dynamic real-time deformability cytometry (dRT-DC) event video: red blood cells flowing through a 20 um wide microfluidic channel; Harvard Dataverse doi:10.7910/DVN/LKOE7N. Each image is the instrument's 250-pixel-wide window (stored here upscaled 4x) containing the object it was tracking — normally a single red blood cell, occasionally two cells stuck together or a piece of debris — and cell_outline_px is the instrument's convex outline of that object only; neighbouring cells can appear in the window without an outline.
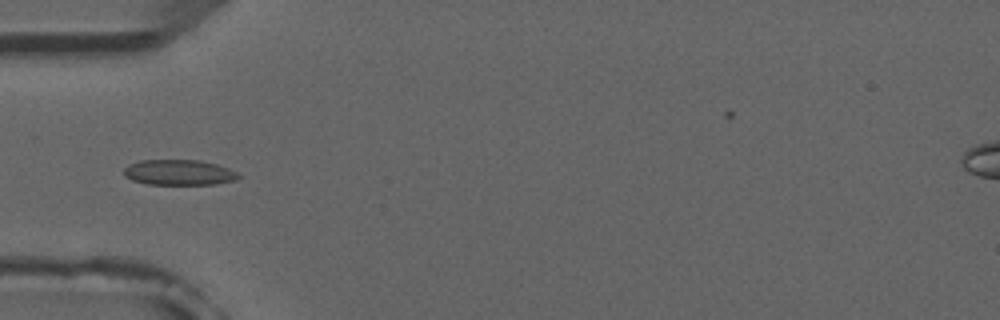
{"species": "common noctule bat (a hibernating species)", "species_latin": "Nyctalus noctula", "temperature_condition": "room temperature", "stored_images_in_passage": 4, "camera_frame_rate_fps": 3000, "um_per_image_px": 0.085, "animal": {"sex": "male", "forearm_length_mm": 52.5}, "frame": {"image": 1, "passage_image": 4, "time_ms": 3.333, "image_size_px": [1000, 320], "cell_outline_px": [[240, 176], [236, 180], [216, 184], [148, 184], [132, 180], [124, 176], [124, 168], [128, 164], [140, 160], [200, 160], [216, 164], [228, 168], [236, 172]], "centroid_in_image_um": [15.19, 14.65], "position_along_channel_um": 69.8, "area_um2": 16.99}}